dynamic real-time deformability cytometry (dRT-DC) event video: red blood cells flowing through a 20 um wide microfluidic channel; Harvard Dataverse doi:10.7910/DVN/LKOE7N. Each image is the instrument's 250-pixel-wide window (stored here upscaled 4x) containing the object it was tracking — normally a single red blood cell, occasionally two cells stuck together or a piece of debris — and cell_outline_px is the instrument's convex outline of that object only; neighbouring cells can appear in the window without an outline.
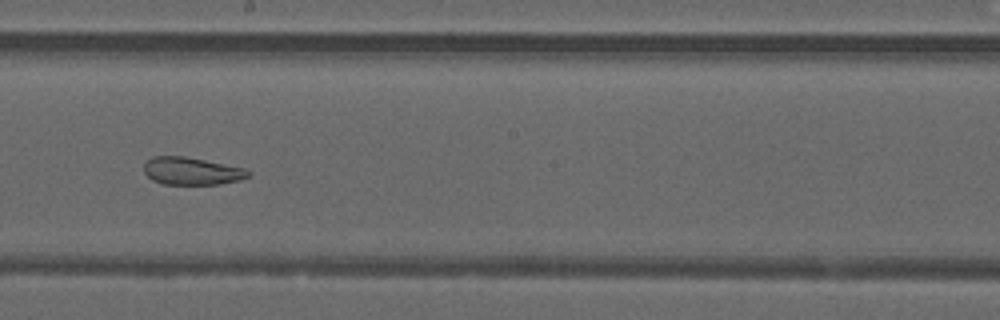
{"species": "common noctule bat (a hibernating species)", "species_latin": "Nyctalus noctula", "temperature_condition": "warm", "stored_images_in_passage": 37, "camera_frame_rate_fps": 3000, "um_per_image_px": 0.085, "animal": {"sex": "male", "forearm_length_mm": 52.5}, "frame": {"image": 1, "passage_image": 26, "time_ms": 8.333, "image_size_px": [1000, 320], "cell_outline_px": [[252, 176], [240, 180], [220, 184], [164, 184], [152, 180], [144, 172], [144, 164], [152, 156], [184, 156], [244, 168], [252, 172]], "centroid_in_image_um": [16.32, 14.54], "position_along_channel_um": 231.9, "area_um2": 16.76}}
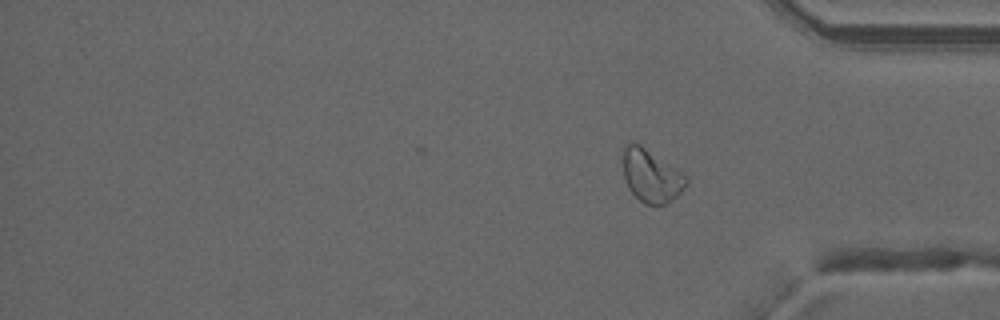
{"frame": {"image": 2, "passage_image": 37, "time_ms": 12.0, "image_size_px": [1000, 320], "cell_outline_px": [[688, 180], [680, 192], [668, 204], [644, 204], [628, 188], [624, 176], [624, 148], [632, 140], [636, 140], [680, 168], [688, 176]], "centroid_in_image_um": [55.39, 14.88], "position_along_channel_um": 379.8, "area_um2": 19.94}, "authors_computed_cell_mechanics": {"area_um2": 21.2126, "velocity_mm_per_s": 4.2277, "shape_relaxation_time_tau1_ms": null, "shape_relaxation_time_tau2_ms": 2.0116, "deformation_change_tau1": null, "deformation_change_tau2": 0.1002}}